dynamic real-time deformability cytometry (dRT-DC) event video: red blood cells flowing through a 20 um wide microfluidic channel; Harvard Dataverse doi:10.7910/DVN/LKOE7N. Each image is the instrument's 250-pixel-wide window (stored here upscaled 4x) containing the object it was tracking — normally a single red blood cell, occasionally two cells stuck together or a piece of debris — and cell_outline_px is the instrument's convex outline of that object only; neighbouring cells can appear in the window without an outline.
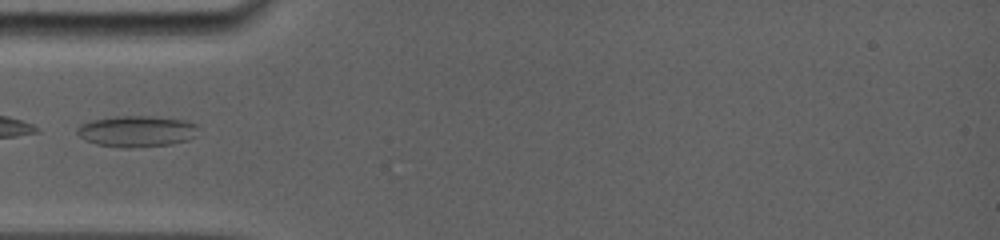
{"species": "common noctule bat (a hibernating species)", "species_latin": "Nyctalus noctula", "temperature_condition": "room temperature", "stored_images_in_passage": 22, "camera_frame_rate_fps": 5000, "um_per_image_px": 0.085, "animal": {"sex": "female", "body_mass_g": 19.0, "forearm_length_mm": 56.7}, "frame": {"image": 1, "passage_image": 1, "time_ms": 0.0, "image_size_px": [1000, 240], "cell_outline_px": [[196, 136], [188, 140], [168, 144], [132, 148], [120, 148], [96, 144], [84, 140], [76, 132], [76, 128], [80, 124], [92, 120], [112, 116], [152, 116], [184, 120], [196, 124]], "centroid_in_image_um": [11.57, 11.16], "position_along_channel_um": 73.4, "area_um2": 22.14}}
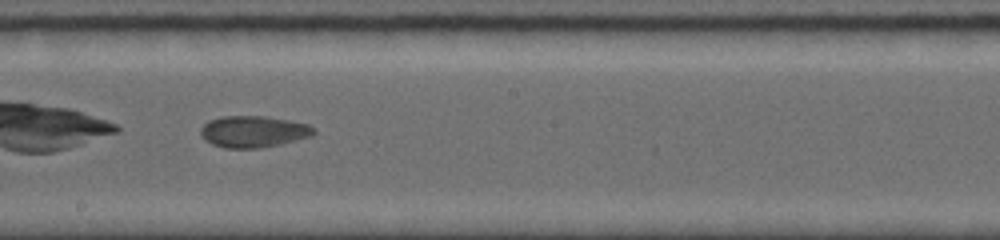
{"frame": {"image": 2, "passage_image": 10, "time_ms": 4.0, "image_size_px": [1000, 240], "cell_outline_px": [[316, 132], [312, 136], [280, 144], [260, 148], [224, 148], [212, 144], [204, 140], [200, 132], [200, 128], [208, 120], [220, 116], [264, 116], [288, 120], [308, 124], [316, 128]], "centroid_in_image_um": [21.53, 11.18], "position_along_channel_um": 226.7, "area_um2": 20.98}}
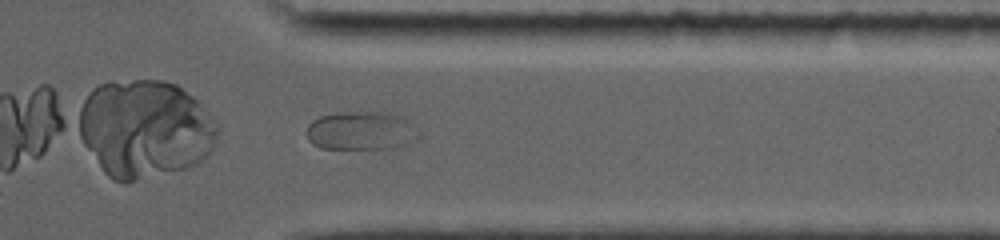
{"frame": {"image": 3, "passage_image": 19, "time_ms": 8.0, "image_size_px": [1000, 240], "cell_outline_px": [[424, 136], [416, 140], [404, 144], [388, 148], [320, 148], [312, 144], [308, 140], [308, 124], [312, 120], [320, 116], [336, 112], [384, 112], [400, 116], [408, 120]], "centroid_in_image_um": [30.71, 11.1], "position_along_channel_um": 380.7, "area_um2": 25.26}}